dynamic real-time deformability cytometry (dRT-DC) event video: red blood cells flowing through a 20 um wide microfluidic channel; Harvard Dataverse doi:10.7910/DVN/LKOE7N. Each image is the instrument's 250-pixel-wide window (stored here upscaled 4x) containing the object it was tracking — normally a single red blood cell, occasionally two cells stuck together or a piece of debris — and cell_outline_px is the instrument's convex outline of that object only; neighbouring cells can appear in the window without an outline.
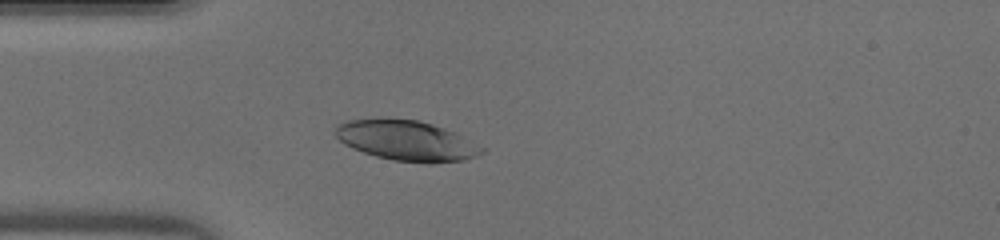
{"species": "human", "species_latin": "Homo sapiens", "temperature_condition": "warm", "stored_images_in_passage": 34, "camera_frame_rate_fps": 3000, "um_per_image_px": 0.085, "donor": {"sex": "male"}, "frame": {"image": 1, "passage_image": 1, "time_ms": 0.0, "image_size_px": [1000, 240], "cell_outline_px": [[484, 152], [476, 156], [464, 160], [432, 164], [392, 160], [376, 156], [352, 148], [344, 144], [336, 136], [336, 124], [344, 120], [380, 116], [416, 120], [432, 124], [456, 132], [484, 148]], "centroid_in_image_um": [34.52, 11.92], "position_along_channel_um": 50.5, "area_um2": 34.97}}
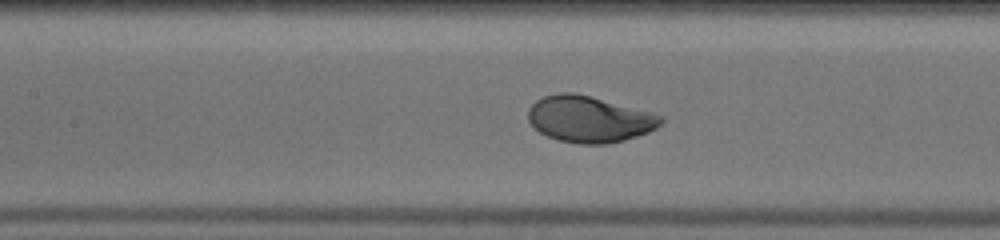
{"frame": {"image": 2, "passage_image": 9, "time_ms": 2.667, "image_size_px": [1000, 240], "cell_outline_px": [[664, 120], [656, 128], [648, 132], [624, 140], [604, 144], [580, 144], [556, 140], [540, 132], [528, 120], [528, 108], [536, 100], [544, 96], [560, 92], [572, 92], [652, 112], [664, 116]], "centroid_in_image_um": [50.08, 10.13], "position_along_channel_um": 157.3, "area_um2": 35.66}}
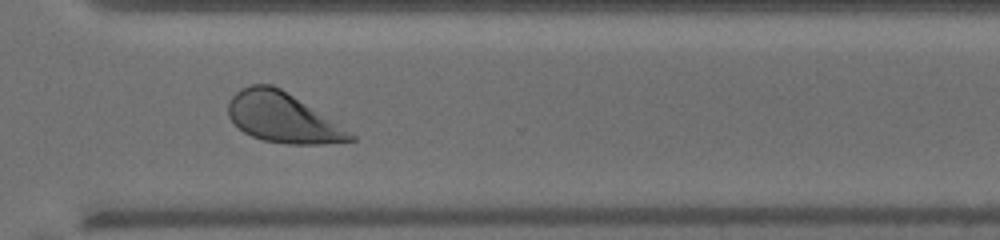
{"frame": {"image": 3, "passage_image": 22, "time_ms": 7.0, "image_size_px": [1000, 240], "cell_outline_px": [[356, 140], [320, 144], [288, 144], [264, 140], [252, 136], [244, 132], [228, 116], [228, 100], [240, 88], [252, 84], [272, 84], [280, 88], [356, 136]], "centroid_in_image_um": [23.96, 10.0], "position_along_channel_um": 346.6, "area_um2": 34.68}}